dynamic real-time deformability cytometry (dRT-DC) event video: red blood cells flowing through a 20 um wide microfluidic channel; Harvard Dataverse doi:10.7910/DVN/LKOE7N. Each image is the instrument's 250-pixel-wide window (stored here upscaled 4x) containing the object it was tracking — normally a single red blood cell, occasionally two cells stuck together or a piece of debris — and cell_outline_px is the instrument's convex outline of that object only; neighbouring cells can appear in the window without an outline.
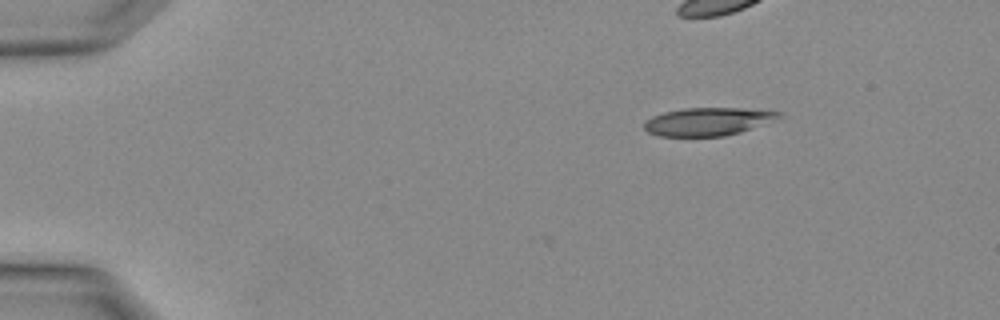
{"species": "Egyptian fruit bat (a non-hibernating species)", "species_latin": "Rousettus aegyptiacus", "temperature_condition": "warm", "stored_images_in_passage": 3, "camera_frame_rate_fps": 3000, "um_per_image_px": 0.085, "animal": {"sex": "female"}, "frame": {"image": 1, "passage_image": 1, "time_ms": 0.0, "image_size_px": [1000, 320], "cell_outline_px": [[784, 116], [740, 132], [724, 136], [660, 136], [648, 132], [644, 128], [644, 124], [652, 116], [664, 112], [684, 108], [740, 108], [780, 112]], "centroid_in_image_um": [60.15, 10.33], "position_along_channel_um": 24.9, "area_um2": 21.68}}
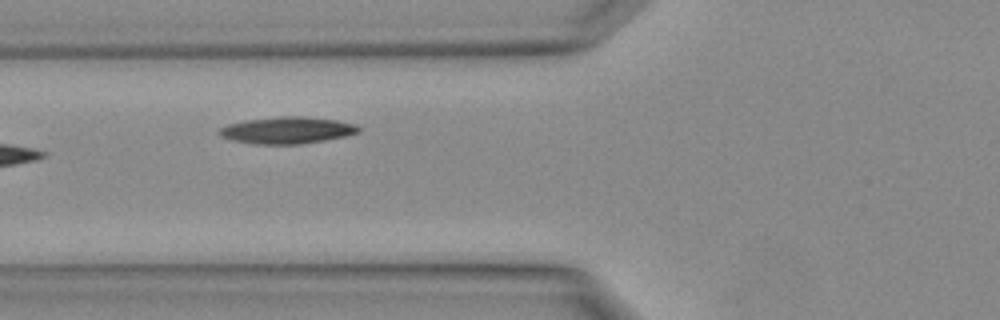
{"frame": {"image": 2, "passage_image": 3, "time_ms": 0.667, "image_size_px": [1000, 320], "cell_outline_px": [[360, 132], [344, 136], [324, 140], [300, 144], [256, 144], [232, 140], [220, 136], [220, 128], [228, 124], [244, 120], [276, 116], [304, 116], [336, 120], [356, 124], [360, 128]], "centroid_in_image_um": [24.41, 11.06], "position_along_channel_um": 101.4, "area_um2": 21.73}}